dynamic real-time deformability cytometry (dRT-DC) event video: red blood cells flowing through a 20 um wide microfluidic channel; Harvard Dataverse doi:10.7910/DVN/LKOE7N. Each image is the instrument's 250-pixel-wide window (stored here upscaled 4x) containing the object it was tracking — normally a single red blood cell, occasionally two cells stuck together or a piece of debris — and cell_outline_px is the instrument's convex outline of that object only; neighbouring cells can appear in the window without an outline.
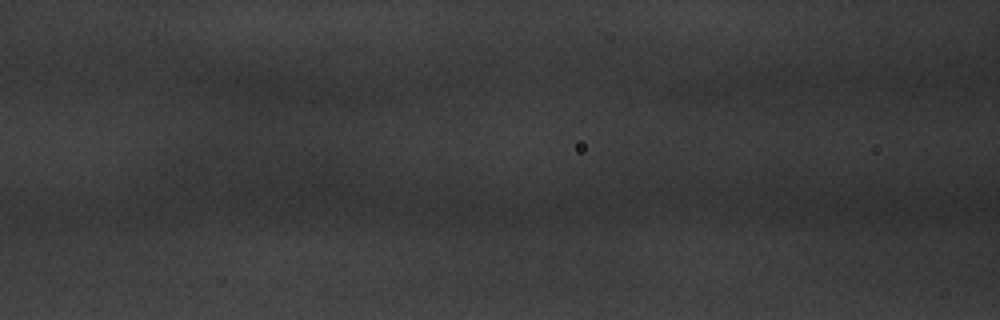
{"species": "common noctule bat (a hibernating species)", "species_latin": "Nyctalus noctula", "temperature_condition": "warm", "stored_images_in_passage": 9, "camera_frame_rate_fps": 3000, "um_per_image_px": 0.085, "animal": {"sex": "male", "body_mass_g": 20.1, "forearm_length_mm": 53.5}, "frame": {"image": 1, "passage_image": 9, "time_ms": 2.667, "image_size_px": [1000, 320], "cell_outline_px": [[372, 96], [356, 108], [344, 116], [300, 108], [288, 92], [308, 88], [312, 88], [360, 92]], "centroid_in_image_um": [27.95, 8.53], "position_along_channel_um": 138.6, "area_um2": 10.87}}